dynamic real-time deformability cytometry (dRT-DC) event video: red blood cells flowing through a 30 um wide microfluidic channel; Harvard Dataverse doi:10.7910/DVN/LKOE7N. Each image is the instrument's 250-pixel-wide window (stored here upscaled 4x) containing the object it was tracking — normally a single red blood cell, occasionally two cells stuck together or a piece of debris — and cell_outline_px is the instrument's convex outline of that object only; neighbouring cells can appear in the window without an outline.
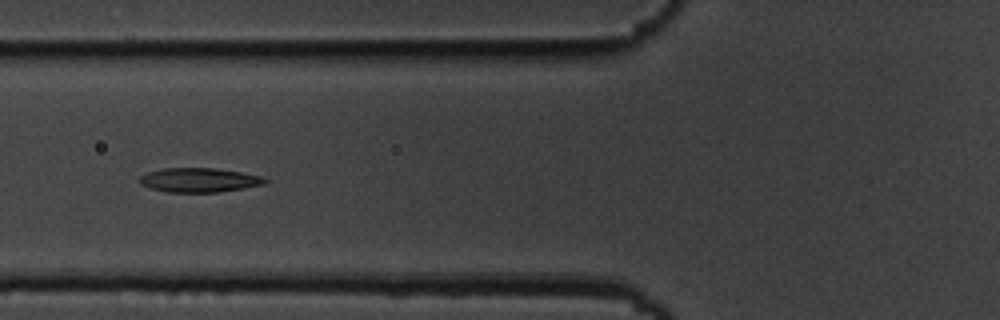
{"species": "common noctule bat (a hibernating species)", "species_latin": "Nyctalus noctula", "temperature_condition": "cold", "stored_images_in_passage": 6, "camera_frame_rate_fps": 3000, "um_per_image_px": 0.085, "animal": {"sex": "male", "body_mass_g": 19.5, "forearm_length_mm": 54.6}, "frame": {"image": 1, "passage_image": 6, "time_ms": 5.667, "image_size_px": [1000, 320], "cell_outline_px": [[268, 180], [264, 184], [244, 188], [220, 192], [168, 192], [152, 188], [140, 184], [140, 176], [148, 172], [160, 168], [216, 168], [264, 176]], "centroid_in_image_um": [16.95, 15.3], "position_along_channel_um": 108.8, "area_um2": 17.74}}